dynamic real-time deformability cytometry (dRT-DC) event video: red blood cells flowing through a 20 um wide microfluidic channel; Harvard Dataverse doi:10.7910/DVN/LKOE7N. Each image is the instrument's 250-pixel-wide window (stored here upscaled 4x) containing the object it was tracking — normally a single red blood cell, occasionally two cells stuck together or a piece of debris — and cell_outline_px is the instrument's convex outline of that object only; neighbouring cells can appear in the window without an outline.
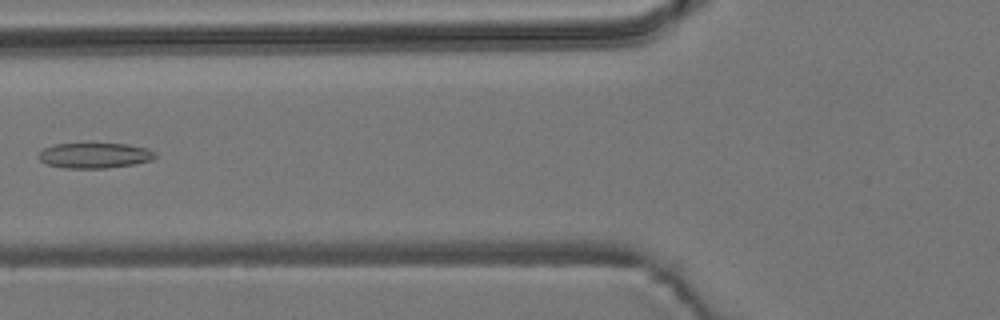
{"species": "common noctule bat (a hibernating species)", "species_latin": "Nyctalus noctula", "temperature_condition": "room temperature", "stored_images_in_passage": 5, "camera_frame_rate_fps": 3000, "um_per_image_px": 0.085, "animal": {"sex": "male", "body_mass_g": 19.2, "forearm_length_mm": 51.8}, "frame": {"image": 1, "passage_image": 3, "time_ms": 2.333, "image_size_px": [1000, 320], "cell_outline_px": [[156, 156], [152, 160], [136, 164], [104, 168], [64, 168], [48, 164], [40, 160], [40, 152], [44, 148], [56, 144], [128, 144], [148, 148], [156, 152]], "centroid_in_image_um": [8.11, 13.21], "position_along_channel_um": 117.7, "area_um2": 17.11}}
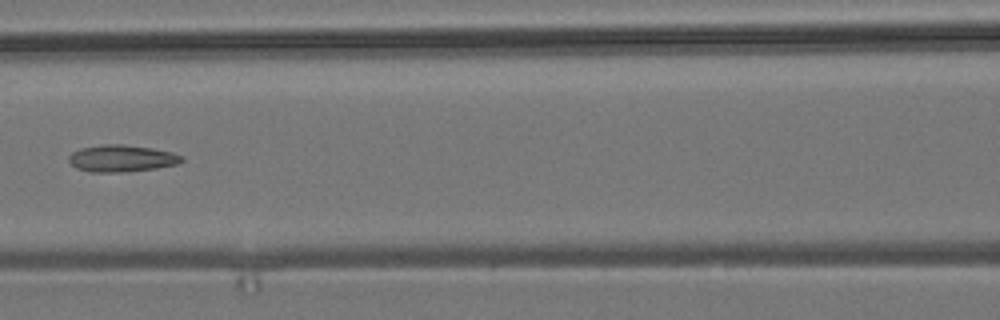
{"frame": {"image": 2, "passage_image": 4, "time_ms": 3.333, "image_size_px": [1000, 320], "cell_outline_px": [[184, 160], [176, 164], [156, 168], [124, 172], [88, 172], [76, 168], [68, 160], [68, 156], [72, 152], [80, 148], [104, 144], [124, 144], [152, 148], [172, 152], [184, 156]], "centroid_in_image_um": [10.33, 13.46], "position_along_channel_um": 156.3, "area_um2": 17.8}}
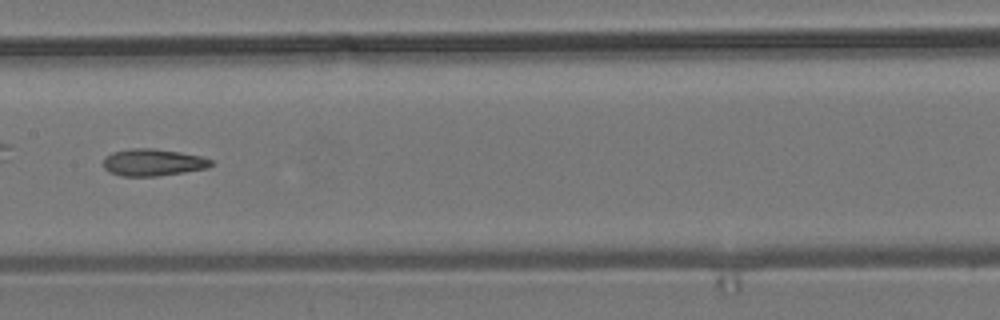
{"frame": {"image": 3, "passage_image": 5, "time_ms": 4.333, "image_size_px": [1000, 320], "cell_outline_px": [[212, 164], [208, 168], [184, 172], [156, 176], [120, 176], [108, 172], [104, 168], [104, 156], [112, 152], [132, 148], [152, 148], [180, 152], [200, 156], [212, 160]], "centroid_in_image_um": [12.97, 13.8], "position_along_channel_um": 194.4, "area_um2": 16.99}}